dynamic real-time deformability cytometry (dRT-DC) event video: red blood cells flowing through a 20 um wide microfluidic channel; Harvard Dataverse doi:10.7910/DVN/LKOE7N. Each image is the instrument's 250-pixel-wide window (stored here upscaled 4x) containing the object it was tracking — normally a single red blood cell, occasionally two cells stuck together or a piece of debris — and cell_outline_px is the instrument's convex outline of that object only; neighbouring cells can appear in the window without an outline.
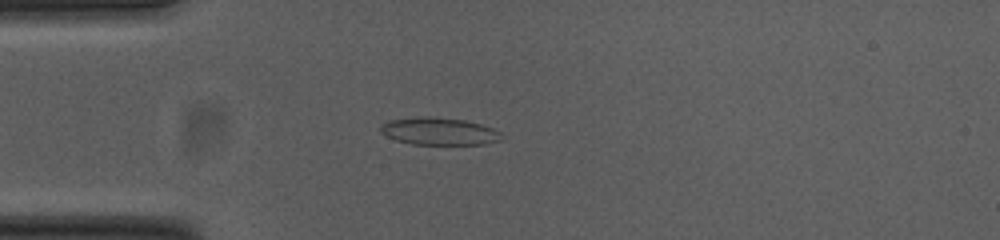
{"species": "common noctule bat (a hibernating species)", "species_latin": "Nyctalus noctula", "temperature_condition": "cold", "stored_images_in_passage": 47, "camera_frame_rate_fps": 3000, "um_per_image_px": 0.085, "animal": {"sex": "female", "body_mass_g": 23.0, "forearm_length_mm": 53.4}, "frame": {"image": 1, "passage_image": 8, "time_ms": 2.333, "image_size_px": [1000, 240], "cell_outline_px": [[500, 140], [484, 144], [412, 144], [396, 140], [380, 132], [380, 128], [388, 120], [416, 116], [428, 116], [464, 120], [480, 124], [492, 128], [500, 132]], "centroid_in_image_um": [37.29, 11.15], "position_along_channel_um": 47.7, "area_um2": 19.13}}
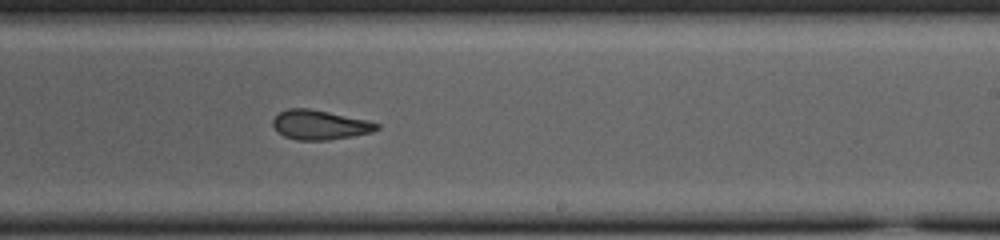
{"frame": {"image": 2, "passage_image": 26, "time_ms": 8.333, "image_size_px": [1000, 240], "cell_outline_px": [[380, 128], [372, 132], [352, 136], [324, 140], [296, 140], [284, 136], [272, 124], [272, 120], [280, 112], [288, 108], [308, 108], [328, 112], [364, 120], [380, 124]], "centroid_in_image_um": [27.17, 10.61], "position_along_channel_um": 261.8, "area_um2": 17.51}}
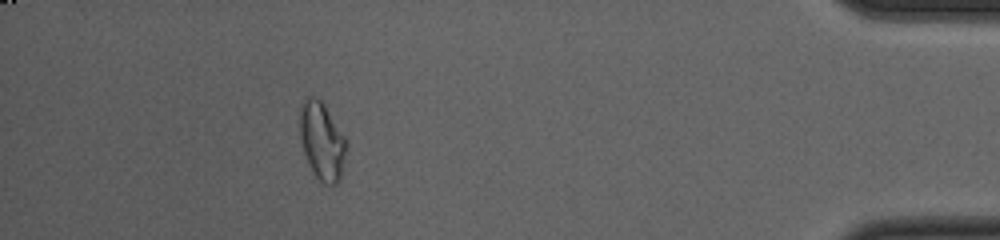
{"frame": {"image": 3, "passage_image": 42, "time_ms": 13.667, "image_size_px": [1000, 240], "cell_outline_px": [[348, 144], [340, 180], [336, 184], [324, 184], [312, 172], [304, 152], [300, 136], [300, 104], [308, 96], [316, 96], [324, 100], [344, 136]], "centroid_in_image_um": [27.38, 11.94], "position_along_channel_um": 407.8, "area_um2": 21.44}, "authors_computed_cell_mechanics": {"area_um2": 18.8428, "velocity_mm_per_s": 3.7934, "shape_relaxation_time_tau1_ms": 6.7676, "shape_relaxation_time_tau2_ms": 2.5762, "deformation_change_tau1": 0.1696, "deformation_change_tau2": 0.1058}}